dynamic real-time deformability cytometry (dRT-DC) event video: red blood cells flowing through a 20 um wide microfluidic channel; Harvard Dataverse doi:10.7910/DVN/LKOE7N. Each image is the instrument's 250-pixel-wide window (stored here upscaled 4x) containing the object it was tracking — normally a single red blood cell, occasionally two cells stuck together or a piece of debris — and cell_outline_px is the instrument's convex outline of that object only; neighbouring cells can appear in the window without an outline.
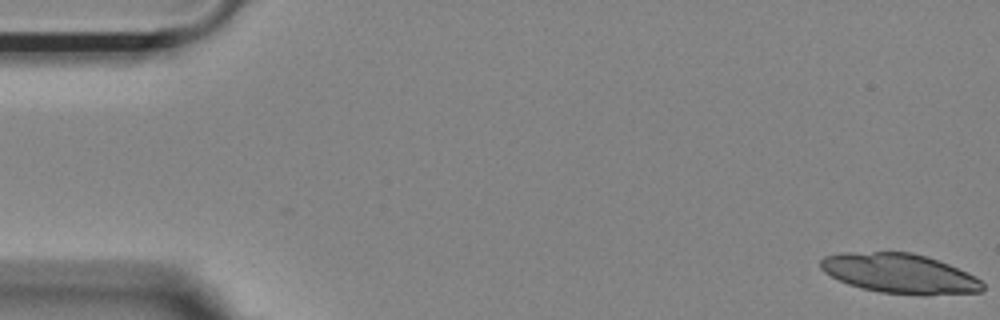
{"species": "Egyptian fruit bat (a non-hibernating species)", "species_latin": "Rousettus aegyptiacus", "temperature_condition": "room temperature", "stored_images_in_passage": 20, "camera_frame_rate_fps": 3000, "um_per_image_px": 0.085, "animal": {"sex": "female"}, "frame": {"image": 1, "passage_image": 1, "time_ms": 0.0, "image_size_px": [1000, 320], "cell_outline_px": [[984, 288], [980, 292], [924, 296], [880, 292], [860, 288], [848, 284], [824, 272], [820, 268], [820, 260], [824, 256], [840, 252], [912, 252], [928, 256], [968, 272], [980, 280], [984, 284]], "centroid_in_image_um": [76.48, 23.25], "position_along_channel_um": 8.5, "area_um2": 37.86}}